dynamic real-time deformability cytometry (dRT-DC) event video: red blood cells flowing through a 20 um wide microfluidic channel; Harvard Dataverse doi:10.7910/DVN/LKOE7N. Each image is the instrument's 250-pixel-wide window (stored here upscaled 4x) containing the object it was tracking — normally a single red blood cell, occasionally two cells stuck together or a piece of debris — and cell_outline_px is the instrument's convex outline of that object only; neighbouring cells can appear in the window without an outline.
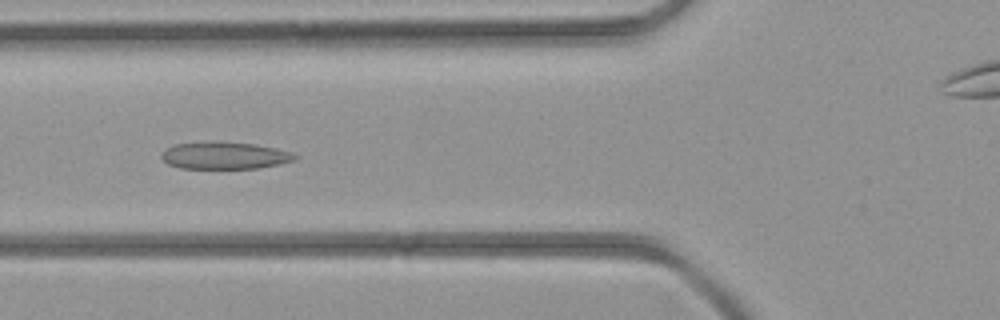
{"species": "common noctule bat (a hibernating species)", "species_latin": "Nyctalus noctula", "temperature_condition": "room temperature", "stored_images_in_passage": 32, "camera_frame_rate_fps": 3000, "um_per_image_px": 0.085, "animal": {"sex": "female", "body_mass_g": 21.9}, "frame": {"image": 1, "passage_image": 11, "time_ms": 3.333, "image_size_px": [1000, 320], "cell_outline_px": [[300, 156], [296, 160], [280, 164], [260, 168], [180, 168], [168, 164], [160, 156], [172, 144], [212, 140], [256, 144], [296, 152]], "centroid_in_image_um": [19.16, 13.2], "position_along_channel_um": 106.6, "area_um2": 21.62}}
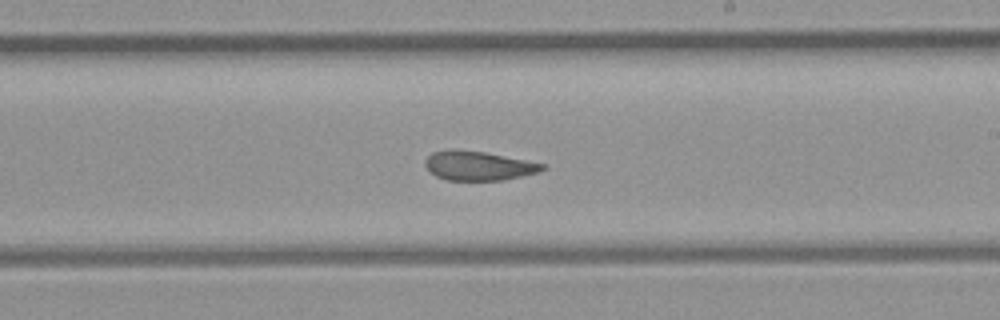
{"frame": {"image": 2, "passage_image": 20, "time_ms": 6.333, "image_size_px": [1000, 320], "cell_outline_px": [[548, 168], [540, 172], [504, 180], [448, 180], [436, 176], [424, 164], [424, 160], [432, 152], [484, 152], [544, 164]], "centroid_in_image_um": [40.74, 14.13], "position_along_channel_um": 248.3, "area_um2": 19.19}}
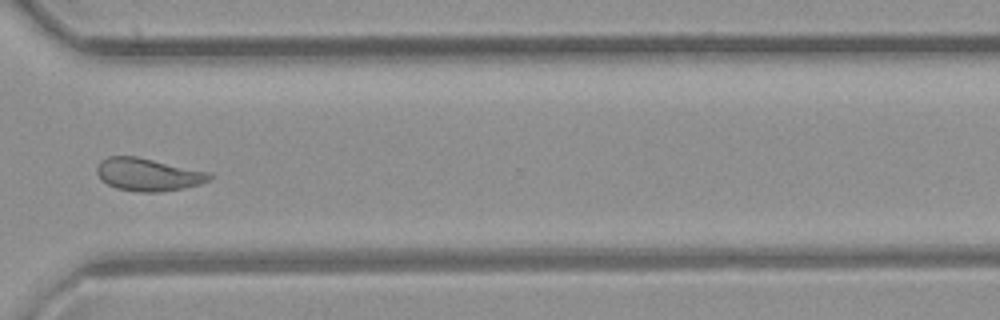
{"frame": {"image": 3, "passage_image": 27, "time_ms": 8.667, "image_size_px": [1000, 320], "cell_outline_px": [[212, 176], [208, 180], [200, 184], [184, 188], [160, 192], [140, 192], [116, 188], [100, 180], [96, 172], [96, 168], [100, 160], [108, 156], [136, 156], [212, 172]], "centroid_in_image_um": [12.58, 14.83], "position_along_channel_um": 358.0, "area_um2": 21.68}}